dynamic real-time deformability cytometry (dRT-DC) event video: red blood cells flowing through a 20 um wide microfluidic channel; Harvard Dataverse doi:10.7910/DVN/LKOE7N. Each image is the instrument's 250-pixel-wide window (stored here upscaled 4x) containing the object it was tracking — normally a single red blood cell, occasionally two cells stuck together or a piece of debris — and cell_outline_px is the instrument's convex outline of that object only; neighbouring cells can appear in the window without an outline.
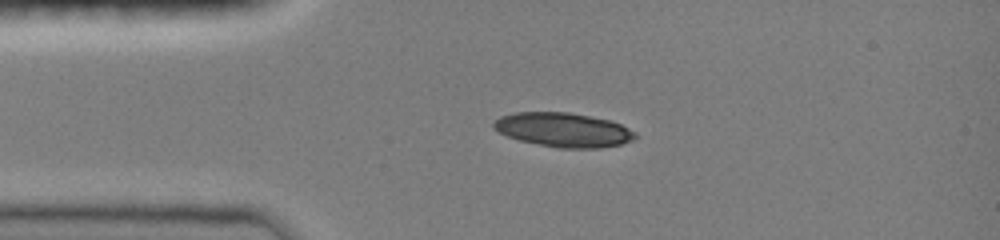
{"species": "common noctule bat (a hibernating species)", "species_latin": "Nyctalus noctula", "temperature_condition": "room temperature", "stored_images_in_passage": 18, "camera_frame_rate_fps": 3000, "um_per_image_px": 0.085, "animal": {"sex": "female", "body_mass_g": 19.0, "forearm_length_mm": 51.5}, "frame": {"image": 1, "passage_image": 7, "time_ms": 2.667, "image_size_px": [1000, 240], "cell_outline_px": [[636, 136], [632, 140], [620, 144], [600, 148], [560, 148], [520, 140], [508, 136], [492, 128], [492, 124], [500, 116], [516, 112], [568, 112], [608, 120], [620, 124], [636, 132]], "centroid_in_image_um": [47.87, 11.03], "position_along_channel_um": 37.1, "area_um2": 27.92}}